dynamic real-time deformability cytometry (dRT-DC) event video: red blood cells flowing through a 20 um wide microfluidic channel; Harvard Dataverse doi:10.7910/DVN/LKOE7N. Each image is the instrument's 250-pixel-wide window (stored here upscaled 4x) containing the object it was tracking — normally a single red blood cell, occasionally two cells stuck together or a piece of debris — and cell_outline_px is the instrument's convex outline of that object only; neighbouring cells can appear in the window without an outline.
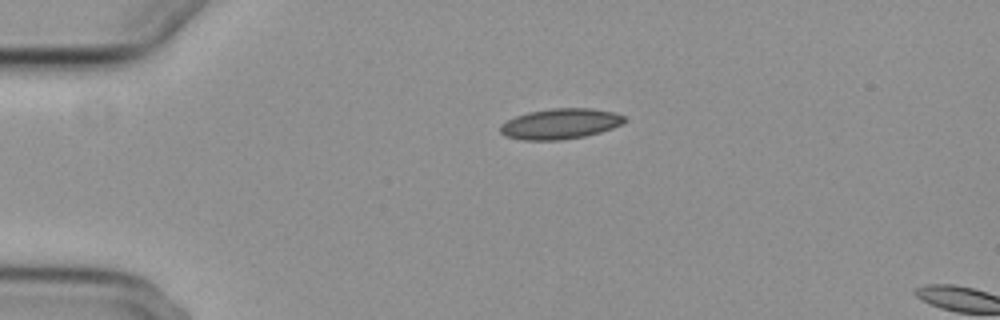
{"species": "common noctule bat (a hibernating species)", "species_latin": "Nyctalus noctula", "temperature_condition": "cold", "stored_images_in_passage": 2, "camera_frame_rate_fps": 3000, "um_per_image_px": 0.085, "animal": {"sex": "female", "body_mass_g": 29.2, "forearm_length_mm": 56.3}, "frame": {"image": 1, "passage_image": 1, "time_ms": 0.0, "image_size_px": [1000, 320], "cell_outline_px": [[628, 120], [612, 128], [600, 132], [584, 136], [560, 140], [524, 140], [504, 136], [500, 132], [500, 124], [516, 116], [528, 112], [552, 108], [592, 108], [616, 112], [624, 116]], "centroid_in_image_um": [47.63, 10.52], "position_along_channel_um": 37.4, "area_um2": 22.14}}